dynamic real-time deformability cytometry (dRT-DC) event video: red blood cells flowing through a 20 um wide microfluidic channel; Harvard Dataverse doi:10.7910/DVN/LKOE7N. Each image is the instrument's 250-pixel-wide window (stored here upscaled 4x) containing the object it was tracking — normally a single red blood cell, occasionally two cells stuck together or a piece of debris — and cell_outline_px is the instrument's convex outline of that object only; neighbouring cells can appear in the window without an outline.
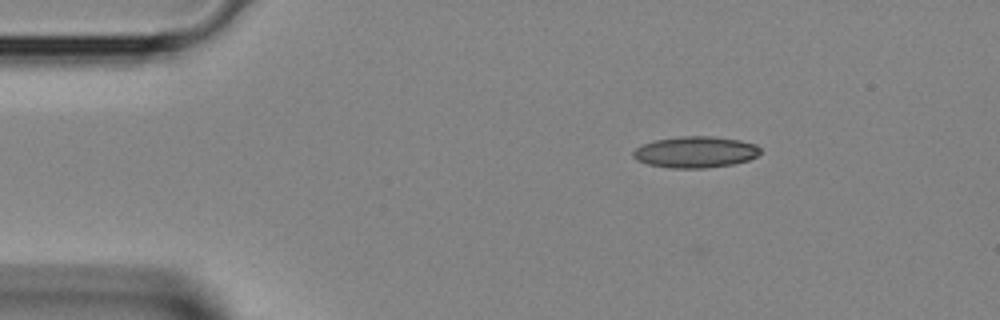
{"species": "Egyptian fruit bat (a non-hibernating species)", "species_latin": "Rousettus aegyptiacus", "temperature_condition": "room temperature", "stored_images_in_passage": 2, "camera_frame_rate_fps": 3000, "um_per_image_px": 0.085, "animal": {"sex": "female"}, "frame": {"image": 1, "passage_image": 1, "time_ms": 0.0, "image_size_px": [1000, 320], "cell_outline_px": [[760, 152], [756, 156], [748, 160], [732, 164], [704, 168], [672, 168], [648, 164], [636, 160], [632, 156], [632, 152], [636, 148], [644, 144], [656, 140], [680, 136], [716, 136], [740, 140], [756, 144], [760, 148]], "centroid_in_image_um": [59.11, 12.92], "position_along_channel_um": 25.9, "area_um2": 23.18}}